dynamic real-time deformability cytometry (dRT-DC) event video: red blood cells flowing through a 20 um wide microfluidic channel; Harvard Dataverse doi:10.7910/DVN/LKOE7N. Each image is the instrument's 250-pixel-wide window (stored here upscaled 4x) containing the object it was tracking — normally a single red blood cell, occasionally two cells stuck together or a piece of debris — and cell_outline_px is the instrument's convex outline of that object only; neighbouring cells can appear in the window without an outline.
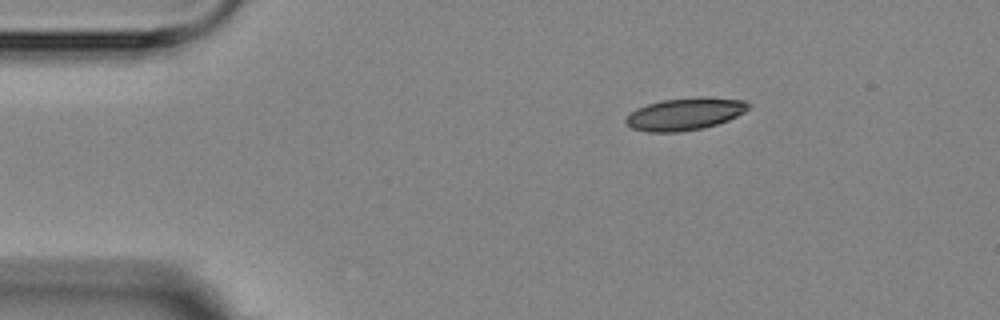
{"species": "Egyptian fruit bat (a non-hibernating species)", "species_latin": "Rousettus aegyptiacus", "temperature_condition": "room temperature", "stored_images_in_passage": 2, "camera_frame_rate_fps": 3000, "um_per_image_px": 0.085, "animal": {"sex": "female"}, "frame": {"image": 1, "passage_image": 1, "time_ms": 0.0, "image_size_px": [1000, 320], "cell_outline_px": [[752, 104], [744, 112], [728, 120], [704, 128], [676, 132], [648, 132], [632, 128], [624, 124], [624, 120], [636, 108], [660, 100], [700, 96], [708, 96], [744, 100]], "centroid_in_image_um": [58.22, 9.67], "position_along_channel_um": 26.8, "area_um2": 23.29}}